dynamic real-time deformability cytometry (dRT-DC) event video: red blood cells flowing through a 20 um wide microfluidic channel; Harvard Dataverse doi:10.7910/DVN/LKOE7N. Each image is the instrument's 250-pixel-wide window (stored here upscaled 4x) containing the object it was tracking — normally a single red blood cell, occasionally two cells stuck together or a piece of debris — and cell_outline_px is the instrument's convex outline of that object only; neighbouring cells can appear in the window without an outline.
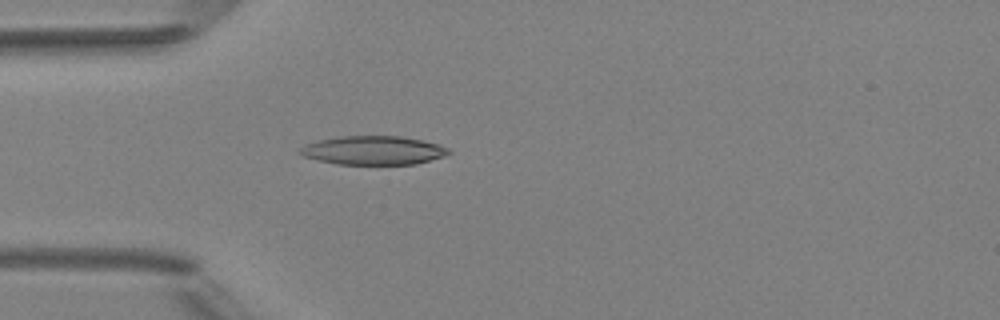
{"species": "Egyptian fruit bat (a non-hibernating species)", "species_latin": "Rousettus aegyptiacus", "temperature_condition": "room temperature", "stored_images_in_passage": 4, "camera_frame_rate_fps": 3000, "um_per_image_px": 0.085, "animal": {"sex": "female"}, "frame": {"image": 1, "passage_image": 4, "time_ms": 3.333, "image_size_px": [1000, 320], "cell_outline_px": [[452, 152], [444, 156], [416, 164], [336, 164], [316, 160], [304, 156], [296, 152], [304, 144], [320, 140], [340, 136], [400, 136], [424, 140], [440, 144], [448, 148]], "centroid_in_image_um": [31.73, 12.78], "position_along_channel_um": 53.3, "area_um2": 25.09}}